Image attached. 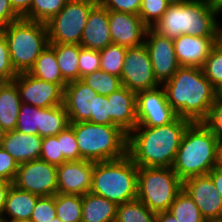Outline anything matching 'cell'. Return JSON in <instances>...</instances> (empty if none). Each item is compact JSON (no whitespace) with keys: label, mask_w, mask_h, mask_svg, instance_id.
<instances>
[{"label":"cell","mask_w":222,"mask_h":222,"mask_svg":"<svg viewBox=\"0 0 222 222\" xmlns=\"http://www.w3.org/2000/svg\"><path fill=\"white\" fill-rule=\"evenodd\" d=\"M192 122L177 117L158 127H135L128 134V155L138 167H172L185 130Z\"/></svg>","instance_id":"6da1fadb"},{"label":"cell","mask_w":222,"mask_h":222,"mask_svg":"<svg viewBox=\"0 0 222 222\" xmlns=\"http://www.w3.org/2000/svg\"><path fill=\"white\" fill-rule=\"evenodd\" d=\"M162 86L177 116L192 123L203 122L218 97V90L197 67L180 66Z\"/></svg>","instance_id":"7a4b0ae2"},{"label":"cell","mask_w":222,"mask_h":222,"mask_svg":"<svg viewBox=\"0 0 222 222\" xmlns=\"http://www.w3.org/2000/svg\"><path fill=\"white\" fill-rule=\"evenodd\" d=\"M219 14L209 0L169 4L153 29L170 39L185 34L198 37H221L222 26L220 27L217 21Z\"/></svg>","instance_id":"3957f363"},{"label":"cell","mask_w":222,"mask_h":222,"mask_svg":"<svg viewBox=\"0 0 222 222\" xmlns=\"http://www.w3.org/2000/svg\"><path fill=\"white\" fill-rule=\"evenodd\" d=\"M219 164V140L203 123H191L184 132L172 169L184 181L206 175Z\"/></svg>","instance_id":"277c9868"},{"label":"cell","mask_w":222,"mask_h":222,"mask_svg":"<svg viewBox=\"0 0 222 222\" xmlns=\"http://www.w3.org/2000/svg\"><path fill=\"white\" fill-rule=\"evenodd\" d=\"M138 166L126 156L94 162L90 192L116 205L137 199Z\"/></svg>","instance_id":"5b68a950"},{"label":"cell","mask_w":222,"mask_h":222,"mask_svg":"<svg viewBox=\"0 0 222 222\" xmlns=\"http://www.w3.org/2000/svg\"><path fill=\"white\" fill-rule=\"evenodd\" d=\"M69 126L74 131L81 160L102 162L128 154V134L116 125L75 122Z\"/></svg>","instance_id":"8992f818"},{"label":"cell","mask_w":222,"mask_h":222,"mask_svg":"<svg viewBox=\"0 0 222 222\" xmlns=\"http://www.w3.org/2000/svg\"><path fill=\"white\" fill-rule=\"evenodd\" d=\"M10 60L17 73L29 72L37 57L49 45L45 23L20 18L2 28Z\"/></svg>","instance_id":"52a82bcc"},{"label":"cell","mask_w":222,"mask_h":222,"mask_svg":"<svg viewBox=\"0 0 222 222\" xmlns=\"http://www.w3.org/2000/svg\"><path fill=\"white\" fill-rule=\"evenodd\" d=\"M183 181L172 167H139L137 199L154 213L168 211Z\"/></svg>","instance_id":"ba28073f"},{"label":"cell","mask_w":222,"mask_h":222,"mask_svg":"<svg viewBox=\"0 0 222 222\" xmlns=\"http://www.w3.org/2000/svg\"><path fill=\"white\" fill-rule=\"evenodd\" d=\"M98 0H69L46 22L49 44H80L91 10Z\"/></svg>","instance_id":"9c48e42d"},{"label":"cell","mask_w":222,"mask_h":222,"mask_svg":"<svg viewBox=\"0 0 222 222\" xmlns=\"http://www.w3.org/2000/svg\"><path fill=\"white\" fill-rule=\"evenodd\" d=\"M120 78L122 86L136 93L161 85L154 76L150 54L145 43L127 48Z\"/></svg>","instance_id":"30bf717a"},{"label":"cell","mask_w":222,"mask_h":222,"mask_svg":"<svg viewBox=\"0 0 222 222\" xmlns=\"http://www.w3.org/2000/svg\"><path fill=\"white\" fill-rule=\"evenodd\" d=\"M57 167L42 159L20 164L13 185L40 197L54 196L57 193Z\"/></svg>","instance_id":"8fae6325"},{"label":"cell","mask_w":222,"mask_h":222,"mask_svg":"<svg viewBox=\"0 0 222 222\" xmlns=\"http://www.w3.org/2000/svg\"><path fill=\"white\" fill-rule=\"evenodd\" d=\"M136 127H158L173 122L178 116L169 105L162 85L136 93Z\"/></svg>","instance_id":"7c38bea8"},{"label":"cell","mask_w":222,"mask_h":222,"mask_svg":"<svg viewBox=\"0 0 222 222\" xmlns=\"http://www.w3.org/2000/svg\"><path fill=\"white\" fill-rule=\"evenodd\" d=\"M13 81L22 103L39 108L63 104L64 90L58 84L41 80L28 72L18 73Z\"/></svg>","instance_id":"4fadbf2b"},{"label":"cell","mask_w":222,"mask_h":222,"mask_svg":"<svg viewBox=\"0 0 222 222\" xmlns=\"http://www.w3.org/2000/svg\"><path fill=\"white\" fill-rule=\"evenodd\" d=\"M144 40L150 54L154 76L162 85L180 67L176 58L173 39L160 35L153 28H148Z\"/></svg>","instance_id":"5bb4252c"},{"label":"cell","mask_w":222,"mask_h":222,"mask_svg":"<svg viewBox=\"0 0 222 222\" xmlns=\"http://www.w3.org/2000/svg\"><path fill=\"white\" fill-rule=\"evenodd\" d=\"M183 189L193 199L206 221L222 220V197L209 174L185 179Z\"/></svg>","instance_id":"9a60e30c"},{"label":"cell","mask_w":222,"mask_h":222,"mask_svg":"<svg viewBox=\"0 0 222 222\" xmlns=\"http://www.w3.org/2000/svg\"><path fill=\"white\" fill-rule=\"evenodd\" d=\"M94 162L67 161L57 167V193L83 196L90 192Z\"/></svg>","instance_id":"2e32d148"},{"label":"cell","mask_w":222,"mask_h":222,"mask_svg":"<svg viewBox=\"0 0 222 222\" xmlns=\"http://www.w3.org/2000/svg\"><path fill=\"white\" fill-rule=\"evenodd\" d=\"M108 22L112 43L127 48L144 43L148 27L139 15L108 10Z\"/></svg>","instance_id":"e0dca14e"},{"label":"cell","mask_w":222,"mask_h":222,"mask_svg":"<svg viewBox=\"0 0 222 222\" xmlns=\"http://www.w3.org/2000/svg\"><path fill=\"white\" fill-rule=\"evenodd\" d=\"M97 94L82 79L67 83L64 88L63 105L70 123L88 122L90 120Z\"/></svg>","instance_id":"ac0fdd59"},{"label":"cell","mask_w":222,"mask_h":222,"mask_svg":"<svg viewBox=\"0 0 222 222\" xmlns=\"http://www.w3.org/2000/svg\"><path fill=\"white\" fill-rule=\"evenodd\" d=\"M220 37L181 35L173 39L177 61L183 67L201 68Z\"/></svg>","instance_id":"d6986e66"},{"label":"cell","mask_w":222,"mask_h":222,"mask_svg":"<svg viewBox=\"0 0 222 222\" xmlns=\"http://www.w3.org/2000/svg\"><path fill=\"white\" fill-rule=\"evenodd\" d=\"M107 100L113 125L118 126L129 134L137 126L136 92L122 86L115 92L107 95Z\"/></svg>","instance_id":"ffe728a7"},{"label":"cell","mask_w":222,"mask_h":222,"mask_svg":"<svg viewBox=\"0 0 222 222\" xmlns=\"http://www.w3.org/2000/svg\"><path fill=\"white\" fill-rule=\"evenodd\" d=\"M42 140L38 134H25L17 130L4 132L0 147L7 151L20 165L40 159Z\"/></svg>","instance_id":"44dd1931"},{"label":"cell","mask_w":222,"mask_h":222,"mask_svg":"<svg viewBox=\"0 0 222 222\" xmlns=\"http://www.w3.org/2000/svg\"><path fill=\"white\" fill-rule=\"evenodd\" d=\"M112 44L108 9L98 3L90 12L83 30L80 45L84 48L100 51Z\"/></svg>","instance_id":"7402d4cb"},{"label":"cell","mask_w":222,"mask_h":222,"mask_svg":"<svg viewBox=\"0 0 222 222\" xmlns=\"http://www.w3.org/2000/svg\"><path fill=\"white\" fill-rule=\"evenodd\" d=\"M21 104L16 83H0V126L4 132L16 129Z\"/></svg>","instance_id":"603a6c76"},{"label":"cell","mask_w":222,"mask_h":222,"mask_svg":"<svg viewBox=\"0 0 222 222\" xmlns=\"http://www.w3.org/2000/svg\"><path fill=\"white\" fill-rule=\"evenodd\" d=\"M117 205L91 192L82 196L81 222H115Z\"/></svg>","instance_id":"cb8c5ba5"},{"label":"cell","mask_w":222,"mask_h":222,"mask_svg":"<svg viewBox=\"0 0 222 222\" xmlns=\"http://www.w3.org/2000/svg\"><path fill=\"white\" fill-rule=\"evenodd\" d=\"M40 196L11 185L8 190L2 219L30 220L37 199ZM6 214L9 218L6 217Z\"/></svg>","instance_id":"d4e9b609"},{"label":"cell","mask_w":222,"mask_h":222,"mask_svg":"<svg viewBox=\"0 0 222 222\" xmlns=\"http://www.w3.org/2000/svg\"><path fill=\"white\" fill-rule=\"evenodd\" d=\"M28 73L41 80L58 84L63 90L67 85L57 63L56 53L49 45L37 57Z\"/></svg>","instance_id":"484cf974"},{"label":"cell","mask_w":222,"mask_h":222,"mask_svg":"<svg viewBox=\"0 0 222 222\" xmlns=\"http://www.w3.org/2000/svg\"><path fill=\"white\" fill-rule=\"evenodd\" d=\"M55 51L63 79L68 83L79 80V51L80 44H49Z\"/></svg>","instance_id":"4316f807"},{"label":"cell","mask_w":222,"mask_h":222,"mask_svg":"<svg viewBox=\"0 0 222 222\" xmlns=\"http://www.w3.org/2000/svg\"><path fill=\"white\" fill-rule=\"evenodd\" d=\"M69 125V117L63 104L42 108L41 137L56 136Z\"/></svg>","instance_id":"83f0119b"},{"label":"cell","mask_w":222,"mask_h":222,"mask_svg":"<svg viewBox=\"0 0 222 222\" xmlns=\"http://www.w3.org/2000/svg\"><path fill=\"white\" fill-rule=\"evenodd\" d=\"M178 222H206L190 195L182 189L169 210Z\"/></svg>","instance_id":"f1b7e54d"},{"label":"cell","mask_w":222,"mask_h":222,"mask_svg":"<svg viewBox=\"0 0 222 222\" xmlns=\"http://www.w3.org/2000/svg\"><path fill=\"white\" fill-rule=\"evenodd\" d=\"M56 216L62 222H81L82 196L71 194H55Z\"/></svg>","instance_id":"f546056e"},{"label":"cell","mask_w":222,"mask_h":222,"mask_svg":"<svg viewBox=\"0 0 222 222\" xmlns=\"http://www.w3.org/2000/svg\"><path fill=\"white\" fill-rule=\"evenodd\" d=\"M155 219L156 213L138 199L117 205L115 222H155Z\"/></svg>","instance_id":"4dcf8cb0"},{"label":"cell","mask_w":222,"mask_h":222,"mask_svg":"<svg viewBox=\"0 0 222 222\" xmlns=\"http://www.w3.org/2000/svg\"><path fill=\"white\" fill-rule=\"evenodd\" d=\"M126 50L127 47L114 43L100 50V69L120 77Z\"/></svg>","instance_id":"1f68e13d"},{"label":"cell","mask_w":222,"mask_h":222,"mask_svg":"<svg viewBox=\"0 0 222 222\" xmlns=\"http://www.w3.org/2000/svg\"><path fill=\"white\" fill-rule=\"evenodd\" d=\"M82 80L100 95H109L122 87L121 78L101 69L86 75Z\"/></svg>","instance_id":"d6a6232c"},{"label":"cell","mask_w":222,"mask_h":222,"mask_svg":"<svg viewBox=\"0 0 222 222\" xmlns=\"http://www.w3.org/2000/svg\"><path fill=\"white\" fill-rule=\"evenodd\" d=\"M42 108L22 103L16 129L19 132L41 136Z\"/></svg>","instance_id":"836d02e7"},{"label":"cell","mask_w":222,"mask_h":222,"mask_svg":"<svg viewBox=\"0 0 222 222\" xmlns=\"http://www.w3.org/2000/svg\"><path fill=\"white\" fill-rule=\"evenodd\" d=\"M68 1L69 0H33L25 19L46 23L60 12Z\"/></svg>","instance_id":"e575fe53"},{"label":"cell","mask_w":222,"mask_h":222,"mask_svg":"<svg viewBox=\"0 0 222 222\" xmlns=\"http://www.w3.org/2000/svg\"><path fill=\"white\" fill-rule=\"evenodd\" d=\"M201 68L205 77L219 91L222 88V45L219 42L212 48Z\"/></svg>","instance_id":"d590c367"},{"label":"cell","mask_w":222,"mask_h":222,"mask_svg":"<svg viewBox=\"0 0 222 222\" xmlns=\"http://www.w3.org/2000/svg\"><path fill=\"white\" fill-rule=\"evenodd\" d=\"M169 6L166 0H142L139 16L148 28L159 21Z\"/></svg>","instance_id":"8d00e7d4"},{"label":"cell","mask_w":222,"mask_h":222,"mask_svg":"<svg viewBox=\"0 0 222 222\" xmlns=\"http://www.w3.org/2000/svg\"><path fill=\"white\" fill-rule=\"evenodd\" d=\"M40 159L56 166L67 162L61 152L58 134L56 136L43 137Z\"/></svg>","instance_id":"74e56055"},{"label":"cell","mask_w":222,"mask_h":222,"mask_svg":"<svg viewBox=\"0 0 222 222\" xmlns=\"http://www.w3.org/2000/svg\"><path fill=\"white\" fill-rule=\"evenodd\" d=\"M56 217L55 195L41 196L32 212L31 222H51Z\"/></svg>","instance_id":"f35d334b"},{"label":"cell","mask_w":222,"mask_h":222,"mask_svg":"<svg viewBox=\"0 0 222 222\" xmlns=\"http://www.w3.org/2000/svg\"><path fill=\"white\" fill-rule=\"evenodd\" d=\"M58 142L60 143L61 152L67 161L81 160L74 131L70 126L58 134Z\"/></svg>","instance_id":"ab89813d"},{"label":"cell","mask_w":222,"mask_h":222,"mask_svg":"<svg viewBox=\"0 0 222 222\" xmlns=\"http://www.w3.org/2000/svg\"><path fill=\"white\" fill-rule=\"evenodd\" d=\"M18 75L12 66L9 47L2 29H0V83L13 81Z\"/></svg>","instance_id":"60d3db41"},{"label":"cell","mask_w":222,"mask_h":222,"mask_svg":"<svg viewBox=\"0 0 222 222\" xmlns=\"http://www.w3.org/2000/svg\"><path fill=\"white\" fill-rule=\"evenodd\" d=\"M78 59L80 79L100 69V54L97 50L84 48L80 45Z\"/></svg>","instance_id":"b9f144b4"},{"label":"cell","mask_w":222,"mask_h":222,"mask_svg":"<svg viewBox=\"0 0 222 222\" xmlns=\"http://www.w3.org/2000/svg\"><path fill=\"white\" fill-rule=\"evenodd\" d=\"M88 122L99 125H113V121L110 118L107 96L100 94L96 95L93 105V114H91V118Z\"/></svg>","instance_id":"7bdbcfd3"},{"label":"cell","mask_w":222,"mask_h":222,"mask_svg":"<svg viewBox=\"0 0 222 222\" xmlns=\"http://www.w3.org/2000/svg\"><path fill=\"white\" fill-rule=\"evenodd\" d=\"M203 123L212 131L219 141H222V100L217 97L211 106Z\"/></svg>","instance_id":"ee69618b"},{"label":"cell","mask_w":222,"mask_h":222,"mask_svg":"<svg viewBox=\"0 0 222 222\" xmlns=\"http://www.w3.org/2000/svg\"><path fill=\"white\" fill-rule=\"evenodd\" d=\"M19 164L2 147H0V179L14 182Z\"/></svg>","instance_id":"f6af8a7d"},{"label":"cell","mask_w":222,"mask_h":222,"mask_svg":"<svg viewBox=\"0 0 222 222\" xmlns=\"http://www.w3.org/2000/svg\"><path fill=\"white\" fill-rule=\"evenodd\" d=\"M99 3L112 11H119L138 15L142 0H98Z\"/></svg>","instance_id":"bcb514c9"},{"label":"cell","mask_w":222,"mask_h":222,"mask_svg":"<svg viewBox=\"0 0 222 222\" xmlns=\"http://www.w3.org/2000/svg\"><path fill=\"white\" fill-rule=\"evenodd\" d=\"M19 19L20 17L12 9L9 0H0V29Z\"/></svg>","instance_id":"7dc6e473"},{"label":"cell","mask_w":222,"mask_h":222,"mask_svg":"<svg viewBox=\"0 0 222 222\" xmlns=\"http://www.w3.org/2000/svg\"><path fill=\"white\" fill-rule=\"evenodd\" d=\"M33 0H9L14 12L20 17L25 18L31 8Z\"/></svg>","instance_id":"c3c4849f"},{"label":"cell","mask_w":222,"mask_h":222,"mask_svg":"<svg viewBox=\"0 0 222 222\" xmlns=\"http://www.w3.org/2000/svg\"><path fill=\"white\" fill-rule=\"evenodd\" d=\"M12 184H13L12 182L0 179V221L2 220L3 217L6 196Z\"/></svg>","instance_id":"681fc988"},{"label":"cell","mask_w":222,"mask_h":222,"mask_svg":"<svg viewBox=\"0 0 222 222\" xmlns=\"http://www.w3.org/2000/svg\"><path fill=\"white\" fill-rule=\"evenodd\" d=\"M208 174L211 176L219 195L222 197V165L218 164Z\"/></svg>","instance_id":"f907efd6"},{"label":"cell","mask_w":222,"mask_h":222,"mask_svg":"<svg viewBox=\"0 0 222 222\" xmlns=\"http://www.w3.org/2000/svg\"><path fill=\"white\" fill-rule=\"evenodd\" d=\"M155 222H178L169 211L156 213Z\"/></svg>","instance_id":"816d5d0a"},{"label":"cell","mask_w":222,"mask_h":222,"mask_svg":"<svg viewBox=\"0 0 222 222\" xmlns=\"http://www.w3.org/2000/svg\"><path fill=\"white\" fill-rule=\"evenodd\" d=\"M209 1L219 13H222V0H209Z\"/></svg>","instance_id":"f5cc1de1"},{"label":"cell","mask_w":222,"mask_h":222,"mask_svg":"<svg viewBox=\"0 0 222 222\" xmlns=\"http://www.w3.org/2000/svg\"><path fill=\"white\" fill-rule=\"evenodd\" d=\"M169 4L190 3L196 0H166Z\"/></svg>","instance_id":"db71d44e"},{"label":"cell","mask_w":222,"mask_h":222,"mask_svg":"<svg viewBox=\"0 0 222 222\" xmlns=\"http://www.w3.org/2000/svg\"><path fill=\"white\" fill-rule=\"evenodd\" d=\"M0 222H31L25 219H2Z\"/></svg>","instance_id":"11a10c76"},{"label":"cell","mask_w":222,"mask_h":222,"mask_svg":"<svg viewBox=\"0 0 222 222\" xmlns=\"http://www.w3.org/2000/svg\"><path fill=\"white\" fill-rule=\"evenodd\" d=\"M219 165H222V141H219Z\"/></svg>","instance_id":"9f6ffc18"},{"label":"cell","mask_w":222,"mask_h":222,"mask_svg":"<svg viewBox=\"0 0 222 222\" xmlns=\"http://www.w3.org/2000/svg\"><path fill=\"white\" fill-rule=\"evenodd\" d=\"M3 134H4V131L2 130V128L0 126V144H1V141L3 139Z\"/></svg>","instance_id":"6f0895ef"},{"label":"cell","mask_w":222,"mask_h":222,"mask_svg":"<svg viewBox=\"0 0 222 222\" xmlns=\"http://www.w3.org/2000/svg\"><path fill=\"white\" fill-rule=\"evenodd\" d=\"M51 222H62L57 216Z\"/></svg>","instance_id":"680465c9"},{"label":"cell","mask_w":222,"mask_h":222,"mask_svg":"<svg viewBox=\"0 0 222 222\" xmlns=\"http://www.w3.org/2000/svg\"><path fill=\"white\" fill-rule=\"evenodd\" d=\"M218 97L222 100V88L218 91Z\"/></svg>","instance_id":"91938a15"},{"label":"cell","mask_w":222,"mask_h":222,"mask_svg":"<svg viewBox=\"0 0 222 222\" xmlns=\"http://www.w3.org/2000/svg\"><path fill=\"white\" fill-rule=\"evenodd\" d=\"M206 222H222V220H213V221H206Z\"/></svg>","instance_id":"94428289"},{"label":"cell","mask_w":222,"mask_h":222,"mask_svg":"<svg viewBox=\"0 0 222 222\" xmlns=\"http://www.w3.org/2000/svg\"><path fill=\"white\" fill-rule=\"evenodd\" d=\"M218 42L222 45V35H221V37H220Z\"/></svg>","instance_id":"6125c7cd"}]
</instances>
